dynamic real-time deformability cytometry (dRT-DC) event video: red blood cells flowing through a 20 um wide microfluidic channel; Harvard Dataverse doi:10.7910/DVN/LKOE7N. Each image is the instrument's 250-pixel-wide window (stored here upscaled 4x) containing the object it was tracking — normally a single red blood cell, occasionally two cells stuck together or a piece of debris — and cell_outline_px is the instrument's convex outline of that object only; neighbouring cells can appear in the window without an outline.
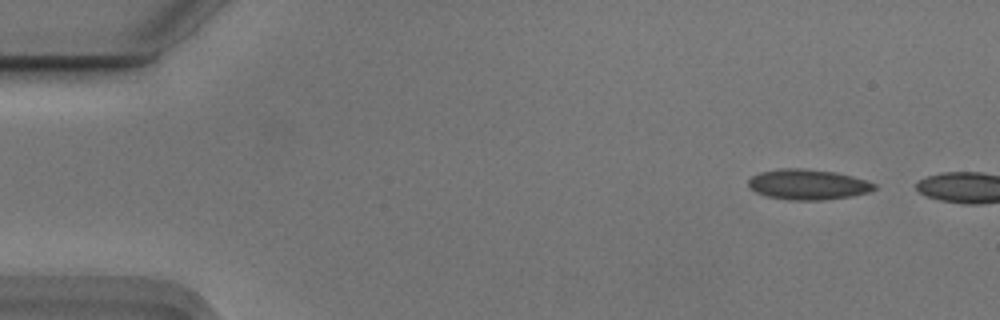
{"species": "Egyptian fruit bat (a non-hibernating species)", "species_latin": "Rousettus aegyptiacus", "temperature_condition": "cold", "stored_images_in_passage": 4, "camera_frame_rate_fps": 3000, "um_per_image_px": 0.085, "animal": {"sex": "male"}, "frame": {"image": 1, "passage_image": 1, "time_ms": 0.0, "image_size_px": [1000, 320], "cell_outline_px": [[876, 188], [868, 192], [848, 196], [820, 200], [792, 200], [768, 196], [756, 192], [748, 184], [748, 180], [752, 176], [760, 172], [780, 168], [804, 168], [836, 172], [852, 176], [876, 184]], "centroid_in_image_um": [68.65, 15.66], "position_along_channel_um": 16.3, "area_um2": 22.02}}